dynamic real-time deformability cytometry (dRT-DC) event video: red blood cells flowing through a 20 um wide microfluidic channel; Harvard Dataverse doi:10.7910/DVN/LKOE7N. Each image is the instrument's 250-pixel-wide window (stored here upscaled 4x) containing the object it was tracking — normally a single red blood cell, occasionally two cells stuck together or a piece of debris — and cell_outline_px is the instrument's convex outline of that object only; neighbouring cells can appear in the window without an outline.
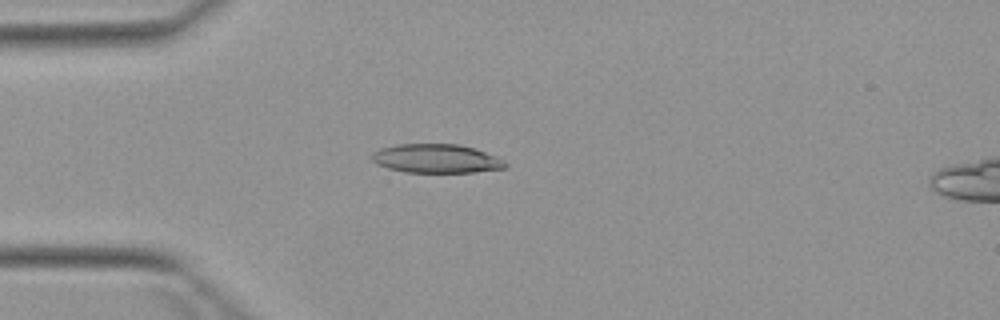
{"species": "Egyptian fruit bat (a non-hibernating species)", "species_latin": "Rousettus aegyptiacus", "temperature_condition": "warm", "stored_images_in_passage": 5, "camera_frame_rate_fps": 3000, "um_per_image_px": 0.085, "animal": {"sex": "female"}, "frame": {"image": 1, "passage_image": 4, "time_ms": 3.667, "image_size_px": [1000, 320], "cell_outline_px": [[508, 164], [504, 168], [476, 172], [404, 172], [388, 168], [376, 164], [368, 156], [372, 152], [380, 148], [396, 144], [460, 144], [476, 148], [500, 156]], "centroid_in_image_um": [37.09, 13.47], "position_along_channel_um": 47.9, "area_um2": 22.89}}